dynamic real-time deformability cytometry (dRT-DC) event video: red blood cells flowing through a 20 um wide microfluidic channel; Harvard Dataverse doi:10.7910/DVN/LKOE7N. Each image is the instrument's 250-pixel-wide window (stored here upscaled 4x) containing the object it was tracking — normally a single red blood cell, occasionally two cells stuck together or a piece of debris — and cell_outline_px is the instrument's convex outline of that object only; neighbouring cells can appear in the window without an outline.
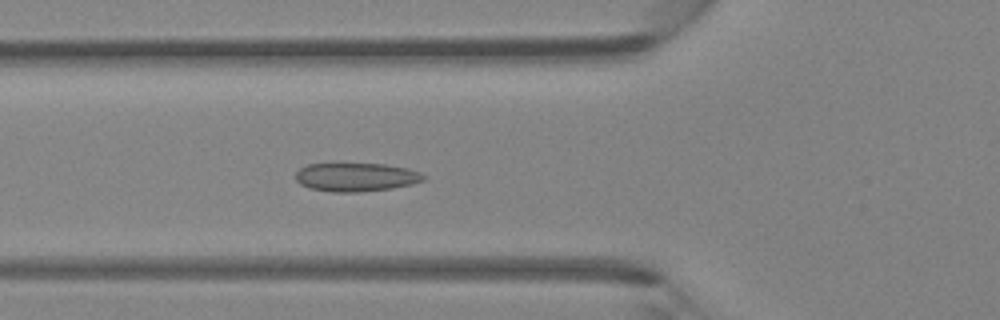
{"species": "Egyptian fruit bat (a non-hibernating species)", "species_latin": "Rousettus aegyptiacus", "temperature_condition": "room temperature", "stored_images_in_passage": 46, "camera_frame_rate_fps": 3000, "um_per_image_px": 0.085, "animal": {"sex": "female"}, "frame": {"image": 1, "passage_image": 17, "time_ms": 5.333, "image_size_px": [1000, 320], "cell_outline_px": [[428, 176], [424, 180], [412, 184], [392, 188], [360, 192], [332, 192], [308, 188], [300, 184], [296, 180], [296, 172], [300, 168], [308, 164], [384, 164], [408, 168], [420, 172]], "centroid_in_image_um": [30.28, 15.06], "position_along_channel_um": 95.5, "area_um2": 21.39}}
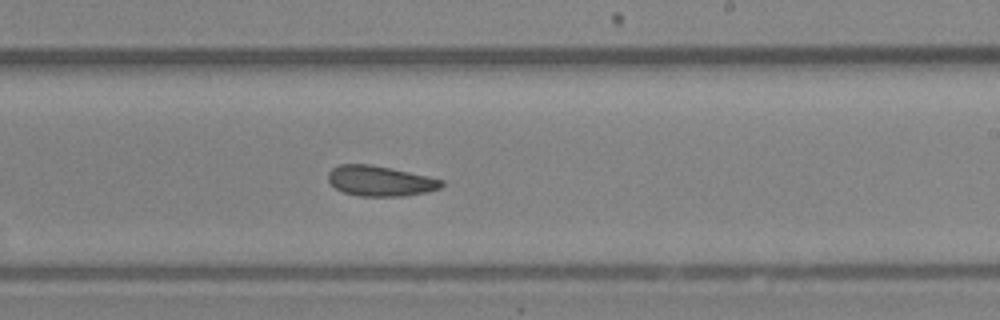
{"frame": {"image": 2, "passage_image": 28, "time_ms": 9.0, "image_size_px": [1000, 320], "cell_outline_px": [[444, 184], [440, 188], [424, 192], [404, 196], [360, 196], [344, 192], [336, 188], [328, 180], [328, 172], [332, 168], [340, 164], [368, 164], [392, 168], [428, 176], [444, 180]], "centroid_in_image_um": [32.31, 15.37], "position_along_channel_um": 256.7, "area_um2": 19.94}}
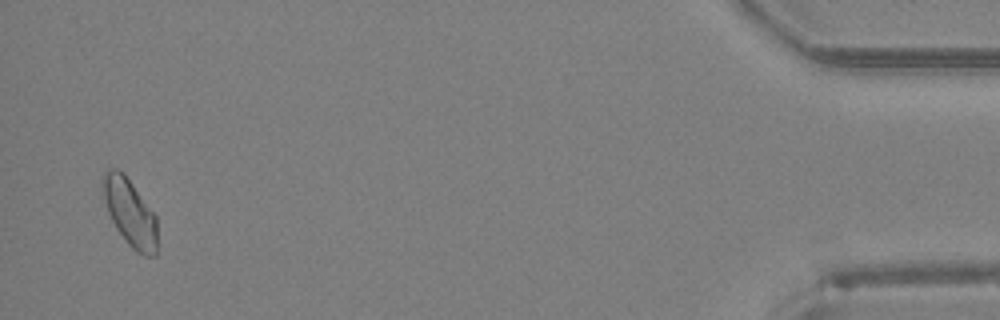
{"frame": {"image": 3, "passage_image": 45, "time_ms": 14.667, "image_size_px": [1000, 320], "cell_outline_px": [[156, 256], [144, 256], [136, 252], [128, 244], [116, 228], [108, 212], [100, 188], [100, 180], [104, 172], [108, 168], [116, 168], [124, 172], [156, 216]], "centroid_in_image_um": [11.0, 18.02], "position_along_channel_um": 424.2, "area_um2": 21.56}}